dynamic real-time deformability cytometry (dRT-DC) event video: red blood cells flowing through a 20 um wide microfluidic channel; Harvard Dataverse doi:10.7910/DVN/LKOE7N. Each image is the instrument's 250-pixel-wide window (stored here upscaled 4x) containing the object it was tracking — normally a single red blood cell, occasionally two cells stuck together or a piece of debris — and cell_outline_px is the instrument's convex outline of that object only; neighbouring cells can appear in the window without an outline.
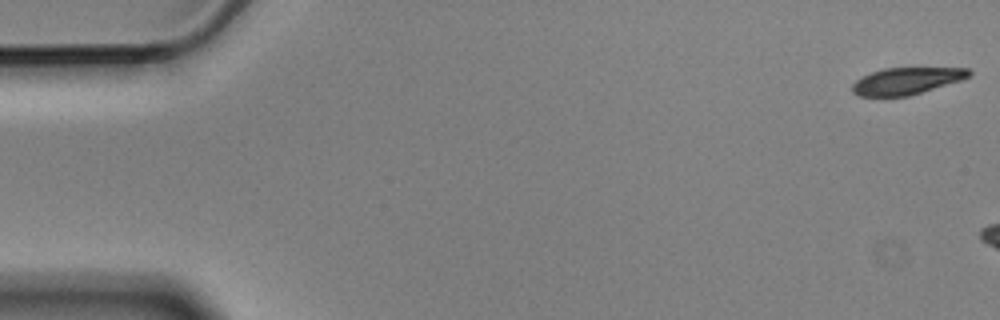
{"species": "Egyptian fruit bat (a non-hibernating species)", "species_latin": "Rousettus aegyptiacus", "temperature_condition": "cold", "stored_images_in_passage": 3, "camera_frame_rate_fps": 3000, "um_per_image_px": 0.085, "animal": {"sex": "male"}, "frame": {"image": 1, "passage_image": 1, "time_ms": 0.0, "image_size_px": [1000, 320], "cell_outline_px": [[972, 72], [968, 76], [960, 80], [908, 96], [860, 96], [852, 92], [852, 84], [856, 80], [872, 72], [884, 68], [968, 68]], "centroid_in_image_um": [77.02, 6.88], "position_along_channel_um": 8.0, "area_um2": 17.92}}